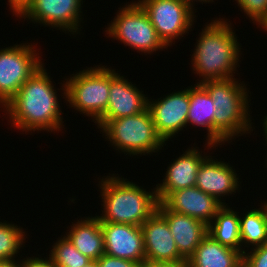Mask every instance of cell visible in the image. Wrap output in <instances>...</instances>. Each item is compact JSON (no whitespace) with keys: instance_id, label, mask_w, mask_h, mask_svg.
Wrapping results in <instances>:
<instances>
[{"instance_id":"obj_1","label":"cell","mask_w":267,"mask_h":267,"mask_svg":"<svg viewBox=\"0 0 267 267\" xmlns=\"http://www.w3.org/2000/svg\"><path fill=\"white\" fill-rule=\"evenodd\" d=\"M56 89L42 65L5 105L12 126L19 130L59 131L64 122Z\"/></svg>"},{"instance_id":"obj_2","label":"cell","mask_w":267,"mask_h":267,"mask_svg":"<svg viewBox=\"0 0 267 267\" xmlns=\"http://www.w3.org/2000/svg\"><path fill=\"white\" fill-rule=\"evenodd\" d=\"M224 20H213L199 33L191 61L194 73L203 78L197 84L235 76L241 48L231 23Z\"/></svg>"},{"instance_id":"obj_3","label":"cell","mask_w":267,"mask_h":267,"mask_svg":"<svg viewBox=\"0 0 267 267\" xmlns=\"http://www.w3.org/2000/svg\"><path fill=\"white\" fill-rule=\"evenodd\" d=\"M200 84L207 90L216 108L213 120L214 145H222L238 134L253 131L245 84L238 83L234 77Z\"/></svg>"},{"instance_id":"obj_4","label":"cell","mask_w":267,"mask_h":267,"mask_svg":"<svg viewBox=\"0 0 267 267\" xmlns=\"http://www.w3.org/2000/svg\"><path fill=\"white\" fill-rule=\"evenodd\" d=\"M103 211L96 216L100 223H125L135 226L142 224L157 211L159 203L156 189L145 191L137 184L119 176H107L101 179Z\"/></svg>"},{"instance_id":"obj_5","label":"cell","mask_w":267,"mask_h":267,"mask_svg":"<svg viewBox=\"0 0 267 267\" xmlns=\"http://www.w3.org/2000/svg\"><path fill=\"white\" fill-rule=\"evenodd\" d=\"M98 129L116 150L131 155H147L162 149L165 141L157 133L151 113L147 108L142 113L118 119H101Z\"/></svg>"},{"instance_id":"obj_6","label":"cell","mask_w":267,"mask_h":267,"mask_svg":"<svg viewBox=\"0 0 267 267\" xmlns=\"http://www.w3.org/2000/svg\"><path fill=\"white\" fill-rule=\"evenodd\" d=\"M97 66L72 74L70 79H65L61 88L64 91L63 98L67 99L69 106L93 117L91 119L96 124L107 109L110 89V69L107 66Z\"/></svg>"},{"instance_id":"obj_7","label":"cell","mask_w":267,"mask_h":267,"mask_svg":"<svg viewBox=\"0 0 267 267\" xmlns=\"http://www.w3.org/2000/svg\"><path fill=\"white\" fill-rule=\"evenodd\" d=\"M118 11L105 31L108 37L118 39L124 45L126 44L125 46L128 45L145 54L167 48L138 2L125 5Z\"/></svg>"},{"instance_id":"obj_8","label":"cell","mask_w":267,"mask_h":267,"mask_svg":"<svg viewBox=\"0 0 267 267\" xmlns=\"http://www.w3.org/2000/svg\"><path fill=\"white\" fill-rule=\"evenodd\" d=\"M31 44L0 50V104L5 106L44 63Z\"/></svg>"},{"instance_id":"obj_9","label":"cell","mask_w":267,"mask_h":267,"mask_svg":"<svg viewBox=\"0 0 267 267\" xmlns=\"http://www.w3.org/2000/svg\"><path fill=\"white\" fill-rule=\"evenodd\" d=\"M159 38L168 47L175 39L189 33L194 9L181 0H138ZM178 37V38H177Z\"/></svg>"},{"instance_id":"obj_10","label":"cell","mask_w":267,"mask_h":267,"mask_svg":"<svg viewBox=\"0 0 267 267\" xmlns=\"http://www.w3.org/2000/svg\"><path fill=\"white\" fill-rule=\"evenodd\" d=\"M83 0H33L20 16L40 25L62 29L77 34L81 22V3Z\"/></svg>"},{"instance_id":"obj_11","label":"cell","mask_w":267,"mask_h":267,"mask_svg":"<svg viewBox=\"0 0 267 267\" xmlns=\"http://www.w3.org/2000/svg\"><path fill=\"white\" fill-rule=\"evenodd\" d=\"M148 109L151 113L157 133L164 141H169L179 131L187 127L189 111V88L172 92L165 98L149 101ZM160 100V101H159Z\"/></svg>"},{"instance_id":"obj_12","label":"cell","mask_w":267,"mask_h":267,"mask_svg":"<svg viewBox=\"0 0 267 267\" xmlns=\"http://www.w3.org/2000/svg\"><path fill=\"white\" fill-rule=\"evenodd\" d=\"M105 254L143 264L146 260L141 226L125 223H100Z\"/></svg>"},{"instance_id":"obj_13","label":"cell","mask_w":267,"mask_h":267,"mask_svg":"<svg viewBox=\"0 0 267 267\" xmlns=\"http://www.w3.org/2000/svg\"><path fill=\"white\" fill-rule=\"evenodd\" d=\"M146 260L179 263L186 261L178 252L166 219L155 211L141 226Z\"/></svg>"},{"instance_id":"obj_14","label":"cell","mask_w":267,"mask_h":267,"mask_svg":"<svg viewBox=\"0 0 267 267\" xmlns=\"http://www.w3.org/2000/svg\"><path fill=\"white\" fill-rule=\"evenodd\" d=\"M161 203L170 211L185 214L209 225L224 206L196 186L169 193Z\"/></svg>"},{"instance_id":"obj_15","label":"cell","mask_w":267,"mask_h":267,"mask_svg":"<svg viewBox=\"0 0 267 267\" xmlns=\"http://www.w3.org/2000/svg\"><path fill=\"white\" fill-rule=\"evenodd\" d=\"M115 70L110 69L109 100L102 119H118L142 113L148 108V97Z\"/></svg>"},{"instance_id":"obj_16","label":"cell","mask_w":267,"mask_h":267,"mask_svg":"<svg viewBox=\"0 0 267 267\" xmlns=\"http://www.w3.org/2000/svg\"><path fill=\"white\" fill-rule=\"evenodd\" d=\"M157 211L166 219L179 254L187 261L208 234V225L202 221L168 210L161 202Z\"/></svg>"},{"instance_id":"obj_17","label":"cell","mask_w":267,"mask_h":267,"mask_svg":"<svg viewBox=\"0 0 267 267\" xmlns=\"http://www.w3.org/2000/svg\"><path fill=\"white\" fill-rule=\"evenodd\" d=\"M210 157H207L200 165L195 186L225 205L221 197L236 193L240 186L239 177L229 163L226 164V162Z\"/></svg>"},{"instance_id":"obj_18","label":"cell","mask_w":267,"mask_h":267,"mask_svg":"<svg viewBox=\"0 0 267 267\" xmlns=\"http://www.w3.org/2000/svg\"><path fill=\"white\" fill-rule=\"evenodd\" d=\"M207 157L193 147L169 164L163 183L155 188L158 201L161 202L169 193L195 186L198 169Z\"/></svg>"},{"instance_id":"obj_19","label":"cell","mask_w":267,"mask_h":267,"mask_svg":"<svg viewBox=\"0 0 267 267\" xmlns=\"http://www.w3.org/2000/svg\"><path fill=\"white\" fill-rule=\"evenodd\" d=\"M187 262L189 267H242V254L207 234Z\"/></svg>"},{"instance_id":"obj_20","label":"cell","mask_w":267,"mask_h":267,"mask_svg":"<svg viewBox=\"0 0 267 267\" xmlns=\"http://www.w3.org/2000/svg\"><path fill=\"white\" fill-rule=\"evenodd\" d=\"M85 219L73 223L71 230L65 236L80 253L97 261L105 253L104 235L100 220L96 216Z\"/></svg>"},{"instance_id":"obj_21","label":"cell","mask_w":267,"mask_h":267,"mask_svg":"<svg viewBox=\"0 0 267 267\" xmlns=\"http://www.w3.org/2000/svg\"><path fill=\"white\" fill-rule=\"evenodd\" d=\"M189 111L187 115V124L207 128V145L208 149L217 147L213 144V120H214V102L207 90L201 84L191 85L189 87Z\"/></svg>"},{"instance_id":"obj_22","label":"cell","mask_w":267,"mask_h":267,"mask_svg":"<svg viewBox=\"0 0 267 267\" xmlns=\"http://www.w3.org/2000/svg\"><path fill=\"white\" fill-rule=\"evenodd\" d=\"M208 225V234L218 241L221 245L238 250L241 254L240 223L239 216L232 207L224 205Z\"/></svg>"},{"instance_id":"obj_23","label":"cell","mask_w":267,"mask_h":267,"mask_svg":"<svg viewBox=\"0 0 267 267\" xmlns=\"http://www.w3.org/2000/svg\"><path fill=\"white\" fill-rule=\"evenodd\" d=\"M241 247L267 244V212L263 207L252 209L244 217L239 216Z\"/></svg>"},{"instance_id":"obj_24","label":"cell","mask_w":267,"mask_h":267,"mask_svg":"<svg viewBox=\"0 0 267 267\" xmlns=\"http://www.w3.org/2000/svg\"><path fill=\"white\" fill-rule=\"evenodd\" d=\"M60 239V240H59ZM52 246L49 258L55 267H84L90 258L80 253L64 235Z\"/></svg>"},{"instance_id":"obj_25","label":"cell","mask_w":267,"mask_h":267,"mask_svg":"<svg viewBox=\"0 0 267 267\" xmlns=\"http://www.w3.org/2000/svg\"><path fill=\"white\" fill-rule=\"evenodd\" d=\"M25 232L17 225L0 222V261L12 260L19 253ZM18 252V253H17ZM14 257V258H13Z\"/></svg>"},{"instance_id":"obj_26","label":"cell","mask_w":267,"mask_h":267,"mask_svg":"<svg viewBox=\"0 0 267 267\" xmlns=\"http://www.w3.org/2000/svg\"><path fill=\"white\" fill-rule=\"evenodd\" d=\"M241 11L260 26L267 19V0H235Z\"/></svg>"},{"instance_id":"obj_27","label":"cell","mask_w":267,"mask_h":267,"mask_svg":"<svg viewBox=\"0 0 267 267\" xmlns=\"http://www.w3.org/2000/svg\"><path fill=\"white\" fill-rule=\"evenodd\" d=\"M250 249L242 254V267H267V244Z\"/></svg>"},{"instance_id":"obj_28","label":"cell","mask_w":267,"mask_h":267,"mask_svg":"<svg viewBox=\"0 0 267 267\" xmlns=\"http://www.w3.org/2000/svg\"><path fill=\"white\" fill-rule=\"evenodd\" d=\"M97 264L98 267H142V265L137 262L112 257L105 253L97 260Z\"/></svg>"},{"instance_id":"obj_29","label":"cell","mask_w":267,"mask_h":267,"mask_svg":"<svg viewBox=\"0 0 267 267\" xmlns=\"http://www.w3.org/2000/svg\"><path fill=\"white\" fill-rule=\"evenodd\" d=\"M22 267H55L51 259L47 257L45 260L40 257H28L26 259H22Z\"/></svg>"},{"instance_id":"obj_30","label":"cell","mask_w":267,"mask_h":267,"mask_svg":"<svg viewBox=\"0 0 267 267\" xmlns=\"http://www.w3.org/2000/svg\"><path fill=\"white\" fill-rule=\"evenodd\" d=\"M33 0H8L10 10L18 17H20L26 9L31 5Z\"/></svg>"},{"instance_id":"obj_31","label":"cell","mask_w":267,"mask_h":267,"mask_svg":"<svg viewBox=\"0 0 267 267\" xmlns=\"http://www.w3.org/2000/svg\"><path fill=\"white\" fill-rule=\"evenodd\" d=\"M142 267H189L187 261H182L179 263H166V262H152L145 260Z\"/></svg>"},{"instance_id":"obj_32","label":"cell","mask_w":267,"mask_h":267,"mask_svg":"<svg viewBox=\"0 0 267 267\" xmlns=\"http://www.w3.org/2000/svg\"><path fill=\"white\" fill-rule=\"evenodd\" d=\"M0 267H22V263L16 262L15 259L0 261Z\"/></svg>"},{"instance_id":"obj_33","label":"cell","mask_w":267,"mask_h":267,"mask_svg":"<svg viewBox=\"0 0 267 267\" xmlns=\"http://www.w3.org/2000/svg\"><path fill=\"white\" fill-rule=\"evenodd\" d=\"M181 1L187 3L192 9H193V6H194L193 3H194L195 1H196V2H198V1H199V2H202V1H203L204 3H205V2H208V3H209V2H211V1L214 2L213 0H181ZM193 1H194V2H193Z\"/></svg>"},{"instance_id":"obj_34","label":"cell","mask_w":267,"mask_h":267,"mask_svg":"<svg viewBox=\"0 0 267 267\" xmlns=\"http://www.w3.org/2000/svg\"><path fill=\"white\" fill-rule=\"evenodd\" d=\"M84 267H98V264L96 260H91Z\"/></svg>"},{"instance_id":"obj_35","label":"cell","mask_w":267,"mask_h":267,"mask_svg":"<svg viewBox=\"0 0 267 267\" xmlns=\"http://www.w3.org/2000/svg\"><path fill=\"white\" fill-rule=\"evenodd\" d=\"M260 27H263L264 31H267V19L261 24Z\"/></svg>"},{"instance_id":"obj_36","label":"cell","mask_w":267,"mask_h":267,"mask_svg":"<svg viewBox=\"0 0 267 267\" xmlns=\"http://www.w3.org/2000/svg\"><path fill=\"white\" fill-rule=\"evenodd\" d=\"M263 121V127L264 128H267V116H265V119L264 120H262Z\"/></svg>"},{"instance_id":"obj_37","label":"cell","mask_w":267,"mask_h":267,"mask_svg":"<svg viewBox=\"0 0 267 267\" xmlns=\"http://www.w3.org/2000/svg\"><path fill=\"white\" fill-rule=\"evenodd\" d=\"M263 130H264V133H265V134H264V135H265V138H266L265 140H266V142H267V128H264ZM266 144H267V143H266ZM266 161H267V160H266ZM266 164H267V163H266Z\"/></svg>"},{"instance_id":"obj_38","label":"cell","mask_w":267,"mask_h":267,"mask_svg":"<svg viewBox=\"0 0 267 267\" xmlns=\"http://www.w3.org/2000/svg\"><path fill=\"white\" fill-rule=\"evenodd\" d=\"M262 207L264 208V210L267 212V203L265 202Z\"/></svg>"}]
</instances>
